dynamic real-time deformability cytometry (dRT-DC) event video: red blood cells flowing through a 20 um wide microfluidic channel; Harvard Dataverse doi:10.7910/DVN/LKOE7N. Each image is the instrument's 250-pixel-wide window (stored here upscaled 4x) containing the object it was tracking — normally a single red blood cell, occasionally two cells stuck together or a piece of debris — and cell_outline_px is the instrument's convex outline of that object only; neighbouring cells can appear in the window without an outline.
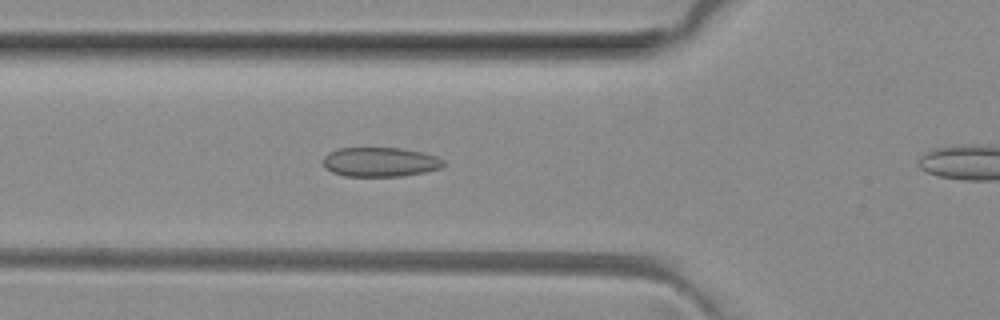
{"species": "common noctule bat (a hibernating species)", "species_latin": "Nyctalus noctula", "temperature_condition": "room temperature", "stored_images_in_passage": 11, "camera_frame_rate_fps": 3000, "um_per_image_px": 0.085, "animal": {"sex": "female", "body_mass_g": 29.2, "forearm_length_mm": 56.3}, "frame": {"image": 1, "passage_image": 10, "time_ms": 3.0, "image_size_px": [1000, 320], "cell_outline_px": [[448, 164], [440, 168], [424, 172], [404, 176], [344, 176], [332, 172], [324, 168], [324, 156], [328, 152], [340, 148], [400, 148], [424, 152], [436, 156], [444, 160]], "centroid_in_image_um": [32.34, 13.77], "position_along_channel_um": 93.5, "area_um2": 20.81}}